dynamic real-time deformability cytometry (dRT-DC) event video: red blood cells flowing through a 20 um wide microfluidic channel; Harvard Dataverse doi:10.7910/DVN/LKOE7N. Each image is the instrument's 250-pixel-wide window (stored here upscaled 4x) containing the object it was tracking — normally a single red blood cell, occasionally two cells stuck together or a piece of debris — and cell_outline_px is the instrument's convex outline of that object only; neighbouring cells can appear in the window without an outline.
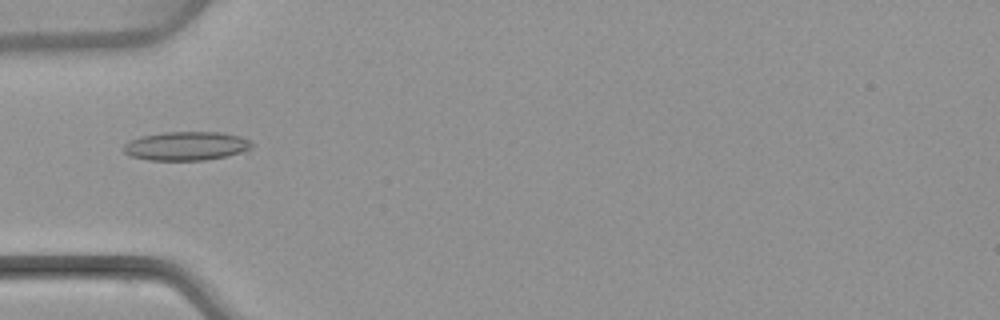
{"species": "common noctule bat (a hibernating species)", "species_latin": "Nyctalus noctula", "temperature_condition": "warm", "stored_images_in_passage": 6, "camera_frame_rate_fps": 3000, "um_per_image_px": 0.085, "animal": {"sex": "female", "body_mass_g": 22.7, "forearm_length_mm": 54.2}, "frame": {"image": 1, "passage_image": 5, "time_ms": 5.0, "image_size_px": [1000, 320], "cell_outline_px": [[256, 144], [248, 152], [204, 160], [148, 160], [132, 156], [124, 152], [124, 144], [128, 140], [140, 136], [164, 132], [220, 132], [240, 136], [252, 140]], "centroid_in_image_um": [15.91, 12.4], "position_along_channel_um": 69.1, "area_um2": 21.91}}
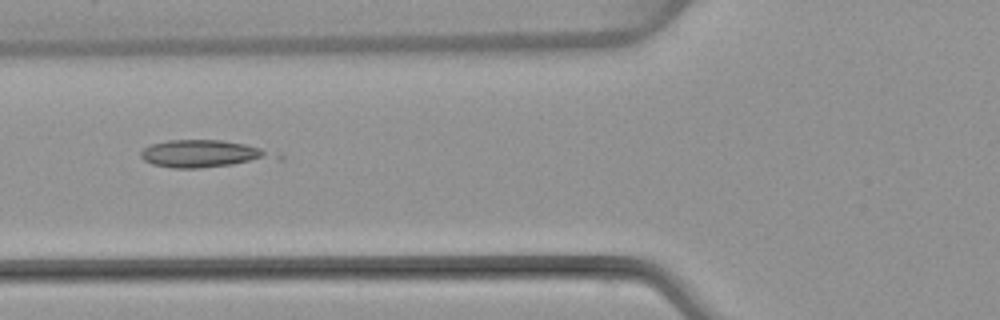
{"frame": {"image": 2, "passage_image": 6, "time_ms": 6.0, "image_size_px": [1000, 320], "cell_outline_px": [[284, 160], [200, 168], [172, 168], [152, 164], [144, 160], [140, 156], [140, 152], [144, 148], [152, 144], [168, 140], [220, 140], [244, 144], [260, 148], [284, 156]], "centroid_in_image_um": [17.4, 13.09], "position_along_channel_um": 108.4, "area_um2": 21.79}}